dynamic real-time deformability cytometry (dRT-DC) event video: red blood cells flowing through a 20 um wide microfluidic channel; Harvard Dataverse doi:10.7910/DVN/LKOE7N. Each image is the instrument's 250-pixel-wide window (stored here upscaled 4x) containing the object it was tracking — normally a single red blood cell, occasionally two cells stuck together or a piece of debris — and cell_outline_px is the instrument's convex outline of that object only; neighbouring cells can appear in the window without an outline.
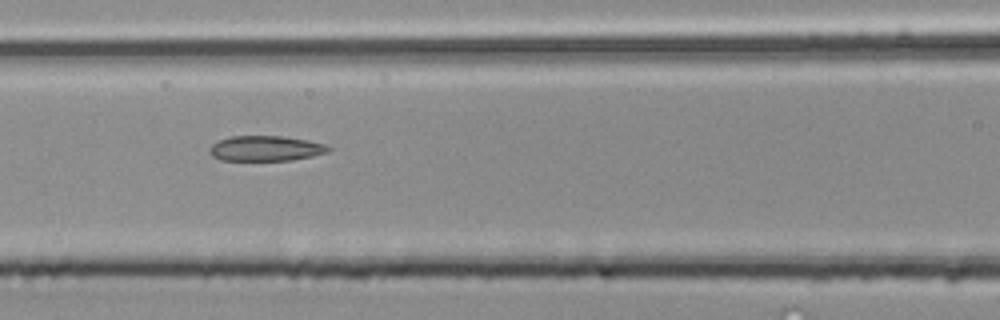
{"species": "common noctule bat (a hibernating species)", "species_latin": "Nyctalus noctula", "temperature_condition": "room temperature", "stored_images_in_passage": 5, "camera_frame_rate_fps": 3000, "um_per_image_px": 0.085, "animal": {"sex": "male", "body_mass_g": 20.4}, "frame": {"image": 1, "passage_image": 4, "time_ms": 1.0, "image_size_px": [1000, 320], "cell_outline_px": [[332, 148], [328, 152], [312, 156], [292, 160], [220, 160], [212, 156], [208, 152], [208, 148], [212, 144], [220, 140], [232, 136], [284, 136], [308, 140], [328, 144]], "centroid_in_image_um": [22.6, 12.61], "position_along_channel_um": 144.0, "area_um2": 17.63}}
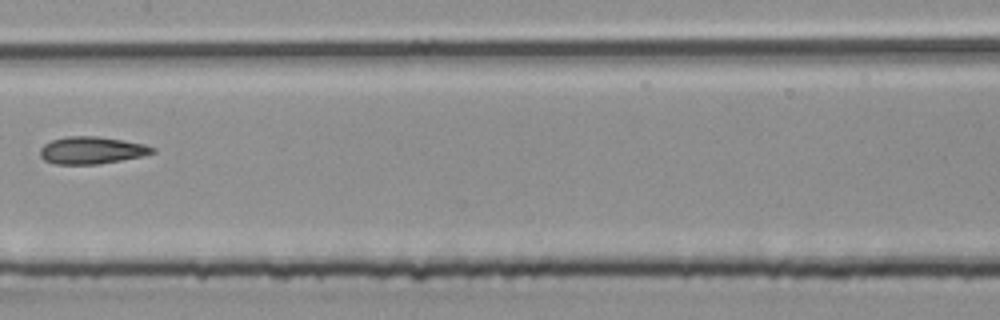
{"frame": {"image": 2, "passage_image": 5, "time_ms": 1.333, "image_size_px": [1000, 320], "cell_outline_px": [[156, 152], [140, 156], [120, 160], [96, 164], [52, 164], [44, 160], [40, 156], [40, 148], [44, 144], [52, 140], [68, 136], [96, 136], [144, 144], [156, 148]], "centroid_in_image_um": [7.75, 12.78], "position_along_channel_um": 199.6, "area_um2": 17.69}}